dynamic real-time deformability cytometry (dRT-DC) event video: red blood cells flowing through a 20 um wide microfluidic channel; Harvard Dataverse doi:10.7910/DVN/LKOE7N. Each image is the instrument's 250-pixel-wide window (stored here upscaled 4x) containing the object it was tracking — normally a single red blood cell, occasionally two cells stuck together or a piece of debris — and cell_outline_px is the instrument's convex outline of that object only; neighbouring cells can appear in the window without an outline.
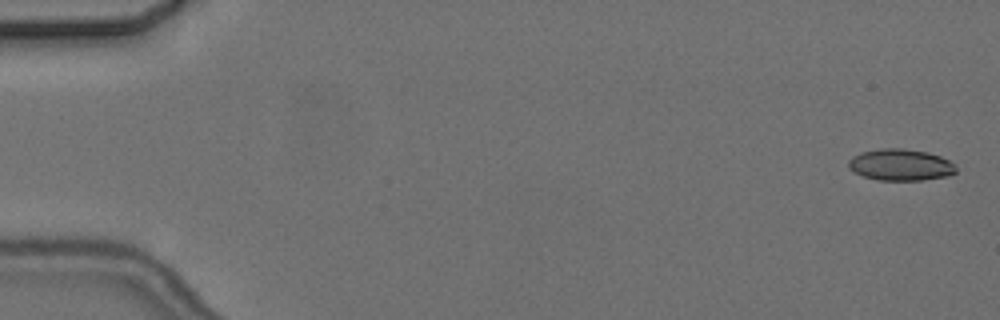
{"species": "common noctule bat (a hibernating species)", "species_latin": "Nyctalus noctula", "temperature_condition": "cold", "stored_images_in_passage": 6, "camera_frame_rate_fps": 3000, "um_per_image_px": 0.085, "animal": {"sex": "female", "body_mass_g": 24.6, "forearm_length_mm": 56.2}, "frame": {"image": 1, "passage_image": 1, "time_ms": 0.0, "image_size_px": [1000, 320], "cell_outline_px": [[956, 172], [948, 176], [924, 180], [876, 180], [864, 176], [848, 168], [848, 160], [852, 156], [860, 152], [880, 148], [904, 148], [928, 152], [940, 156], [956, 164]], "centroid_in_image_um": [76.55, 14.0], "position_along_channel_um": 8.4, "area_um2": 20.0}}
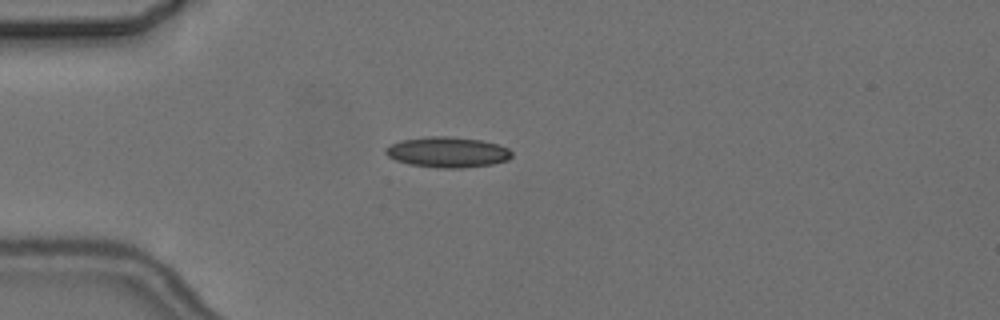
{"frame": {"image": 2, "passage_image": 4, "time_ms": 4.667, "image_size_px": [1000, 320], "cell_outline_px": [[512, 156], [508, 160], [492, 164], [460, 168], [436, 168], [408, 164], [396, 160], [388, 156], [384, 152], [384, 148], [400, 140], [428, 136], [448, 136], [480, 140], [496, 144], [508, 148], [512, 152]], "centroid_in_image_um": [38.01, 12.94], "position_along_channel_um": 47.0, "area_um2": 22.48}}
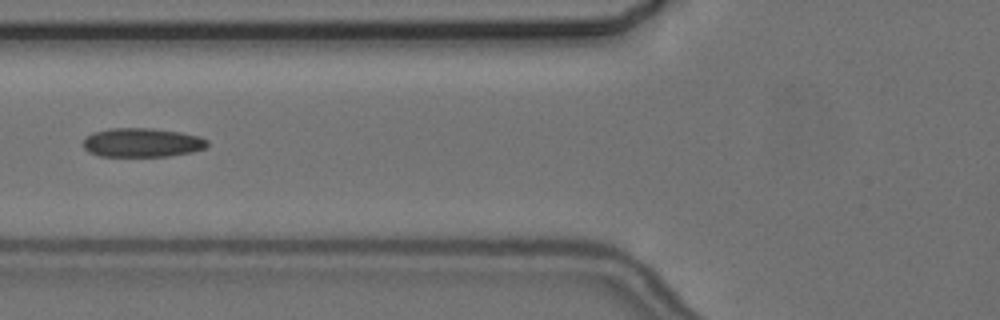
{"frame": {"image": 3, "passage_image": 6, "time_ms": 7.0, "image_size_px": [1000, 320], "cell_outline_px": [[208, 148], [192, 152], [168, 156], [100, 156], [88, 152], [84, 148], [84, 140], [92, 132], [108, 128], [152, 128], [180, 132], [200, 136], [208, 140]], "centroid_in_image_um": [12.11, 12.11], "position_along_channel_um": 113.7, "area_um2": 21.15}}